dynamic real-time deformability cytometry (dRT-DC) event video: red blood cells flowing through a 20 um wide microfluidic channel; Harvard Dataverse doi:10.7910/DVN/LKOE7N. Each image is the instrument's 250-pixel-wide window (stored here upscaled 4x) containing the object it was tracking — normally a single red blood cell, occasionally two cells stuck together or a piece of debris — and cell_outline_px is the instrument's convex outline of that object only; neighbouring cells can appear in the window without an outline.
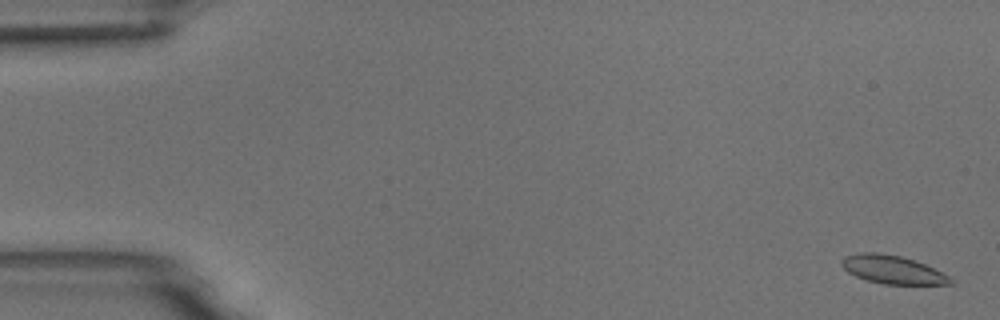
{"species": "common noctule bat (a hibernating species)", "species_latin": "Nyctalus noctula", "temperature_condition": "room temperature", "stored_images_in_passage": 6, "camera_frame_rate_fps": 3000, "um_per_image_px": 0.085, "animal": {"sex": "male", "body_mass_g": 18.8}, "frame": {"image": 1, "passage_image": 1, "time_ms": 0.0, "image_size_px": [1000, 320], "cell_outline_px": [[956, 280], [952, 284], [884, 284], [868, 280], [856, 276], [848, 272], [840, 264], [840, 260], [844, 256], [856, 252], [876, 252], [900, 256], [916, 260]], "centroid_in_image_um": [75.83, 22.9], "position_along_channel_um": 9.2, "area_um2": 17.92}}
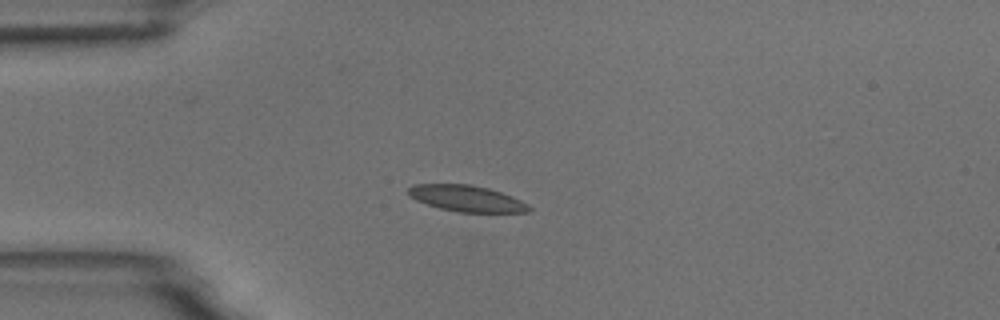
{"frame": {"image": 2, "passage_image": 4, "time_ms": 4.333, "image_size_px": [1000, 320], "cell_outline_px": [[532, 208], [528, 212], [456, 212], [440, 208], [416, 200], [408, 192], [408, 188], [412, 184], [468, 184], [488, 188], [512, 196], [528, 204]], "centroid_in_image_um": [39.68, 16.87], "position_along_channel_um": 45.3, "area_um2": 18.26}}
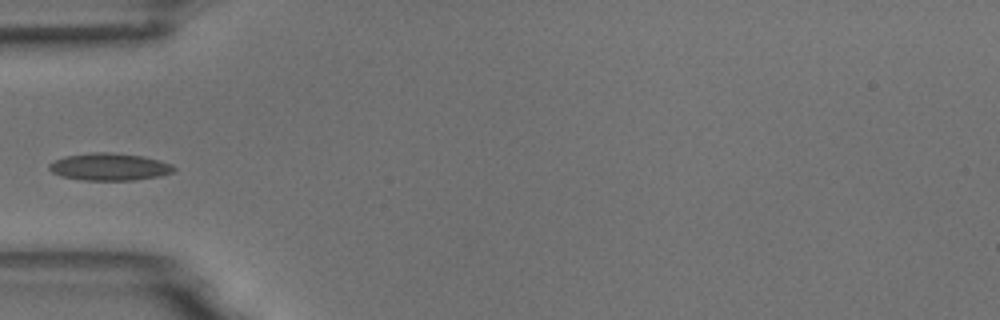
{"frame": {"image": 3, "passage_image": 5, "time_ms": 5.667, "image_size_px": [1000, 320], "cell_outline_px": [[176, 168], [172, 172], [160, 176], [136, 180], [84, 180], [60, 176], [52, 172], [48, 168], [48, 164], [64, 156], [92, 152], [108, 152], [140, 156], [160, 160], [172, 164]], "centroid_in_image_um": [9.29, 14.18], "position_along_channel_um": 75.7, "area_um2": 19.83}}